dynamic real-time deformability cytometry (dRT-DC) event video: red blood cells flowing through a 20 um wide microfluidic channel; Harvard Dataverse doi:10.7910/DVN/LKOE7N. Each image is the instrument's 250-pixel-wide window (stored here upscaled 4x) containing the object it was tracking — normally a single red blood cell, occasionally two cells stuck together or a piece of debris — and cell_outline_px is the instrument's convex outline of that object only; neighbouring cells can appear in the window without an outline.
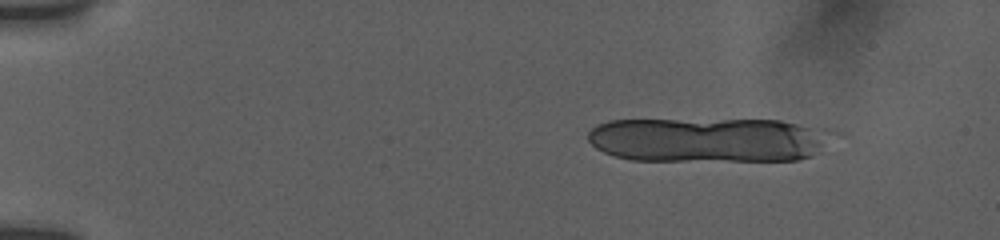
{"species": "human", "species_latin": "Homo sapiens", "temperature_condition": "room temperature", "stored_images_in_passage": 13, "camera_frame_rate_fps": 3000, "um_per_image_px": 0.085, "donor": {"sex": "female"}, "frame": {"image": 1, "passage_image": 3, "time_ms": 1.333, "image_size_px": [1000, 240], "cell_outline_px": [[820, 144], [812, 156], [796, 160], [632, 160], [616, 156], [604, 152], [596, 148], [588, 140], [588, 132], [596, 124], [608, 120], [780, 120], [796, 124], [808, 128]], "centroid_in_image_um": [59.82, 11.89], "position_along_channel_um": 25.2, "area_um2": 61.21}}
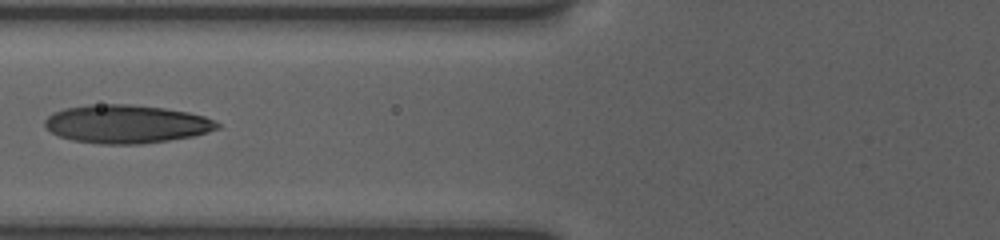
{"frame": {"image": 2, "passage_image": 10, "time_ms": 7.0, "image_size_px": [1000, 240], "cell_outline_px": [[220, 128], [208, 132], [192, 136], [168, 140], [140, 144], [100, 144], [72, 140], [60, 136], [52, 132], [44, 124], [44, 120], [48, 116], [64, 108], [88, 104], [128, 104], [164, 108], [188, 112], [204, 116], [220, 124]], "centroid_in_image_um": [10.74, 10.54], "position_along_channel_um": 115.1, "area_um2": 38.38}}
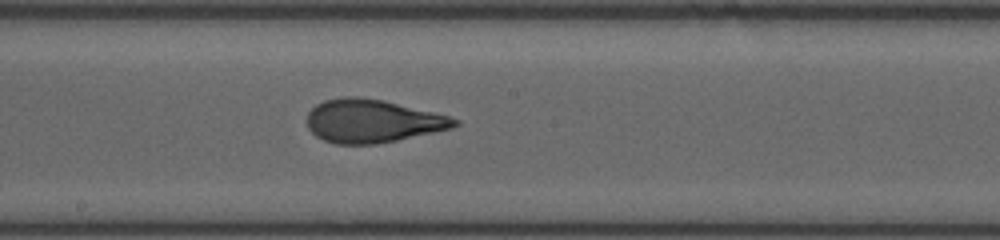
{"frame": {"image": 3, "passage_image": 13, "time_ms": 9.667, "image_size_px": [1000, 240], "cell_outline_px": [[460, 124], [452, 128], [396, 140], [376, 144], [336, 144], [324, 140], [316, 136], [308, 128], [308, 112], [316, 104], [324, 100], [344, 96], [356, 96], [384, 100], [448, 116], [460, 120]], "centroid_in_image_um": [31.63, 10.28], "position_along_channel_um": 216.6, "area_um2": 36.93}}